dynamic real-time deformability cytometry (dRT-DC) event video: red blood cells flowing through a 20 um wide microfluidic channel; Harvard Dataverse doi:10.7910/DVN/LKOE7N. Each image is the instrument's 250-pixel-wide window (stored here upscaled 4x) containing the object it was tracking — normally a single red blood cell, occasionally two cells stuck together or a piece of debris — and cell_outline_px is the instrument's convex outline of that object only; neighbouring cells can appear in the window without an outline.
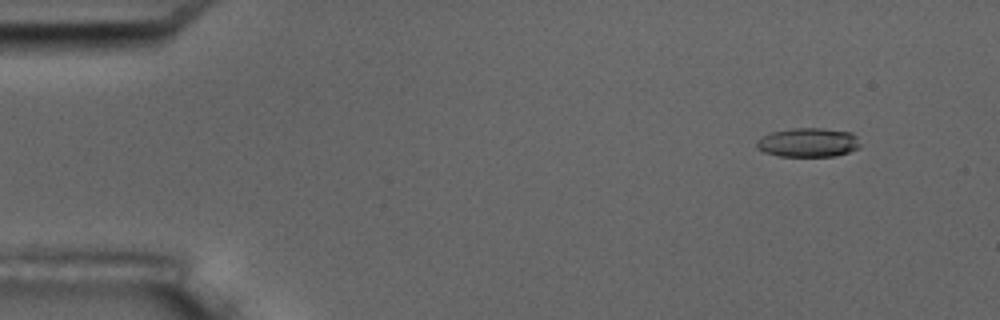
{"species": "common noctule bat (a hibernating species)", "species_latin": "Nyctalus noctula", "temperature_condition": "room temperature", "stored_images_in_passage": 3, "camera_frame_rate_fps": 3000, "um_per_image_px": 0.085, "animal": {"sex": "male", "body_mass_g": 17.5, "forearm_length_mm": 52.3}, "frame": {"image": 1, "passage_image": 3, "time_ms": 5.333, "image_size_px": [1000, 320], "cell_outline_px": [[860, 148], [836, 156], [780, 156], [764, 152], [756, 148], [756, 140], [760, 136], [772, 132], [792, 128], [820, 128], [852, 132], [856, 136], [860, 144]], "centroid_in_image_um": [68.68, 12.11], "position_along_channel_um": 16.3, "area_um2": 17.69}}